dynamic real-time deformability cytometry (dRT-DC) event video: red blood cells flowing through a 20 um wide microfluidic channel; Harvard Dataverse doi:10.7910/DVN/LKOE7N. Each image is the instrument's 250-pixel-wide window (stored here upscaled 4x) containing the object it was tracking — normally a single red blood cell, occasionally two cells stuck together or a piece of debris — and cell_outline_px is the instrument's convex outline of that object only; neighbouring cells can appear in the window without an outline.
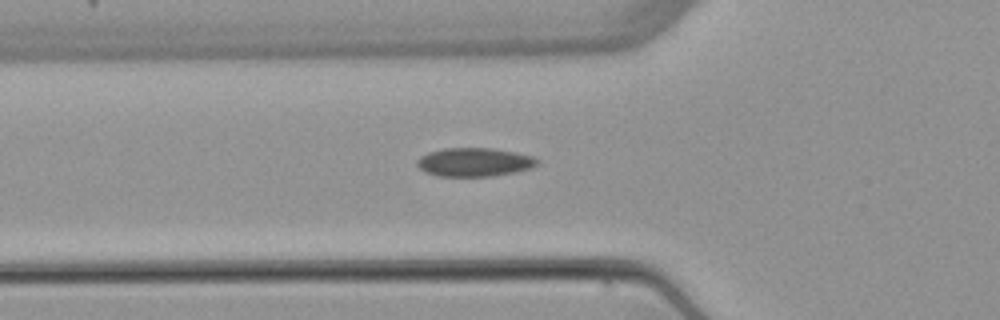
{"species": "common noctule bat (a hibernating species)", "species_latin": "Nyctalus noctula", "temperature_condition": "warm", "stored_images_in_passage": 5, "camera_frame_rate_fps": 3000, "um_per_image_px": 0.085, "animal": {"sex": "female", "body_mass_g": 22.7, "forearm_length_mm": 54.2}, "frame": {"image": 1, "passage_image": 5, "time_ms": 5.333, "image_size_px": [1000, 320], "cell_outline_px": [[540, 164], [532, 168], [516, 172], [492, 176], [436, 176], [420, 168], [416, 164], [416, 160], [420, 156], [428, 152], [444, 148], [492, 148], [516, 152], [532, 156], [540, 160]], "centroid_in_image_um": [40.36, 13.78], "position_along_channel_um": 85.4, "area_um2": 20.23}}